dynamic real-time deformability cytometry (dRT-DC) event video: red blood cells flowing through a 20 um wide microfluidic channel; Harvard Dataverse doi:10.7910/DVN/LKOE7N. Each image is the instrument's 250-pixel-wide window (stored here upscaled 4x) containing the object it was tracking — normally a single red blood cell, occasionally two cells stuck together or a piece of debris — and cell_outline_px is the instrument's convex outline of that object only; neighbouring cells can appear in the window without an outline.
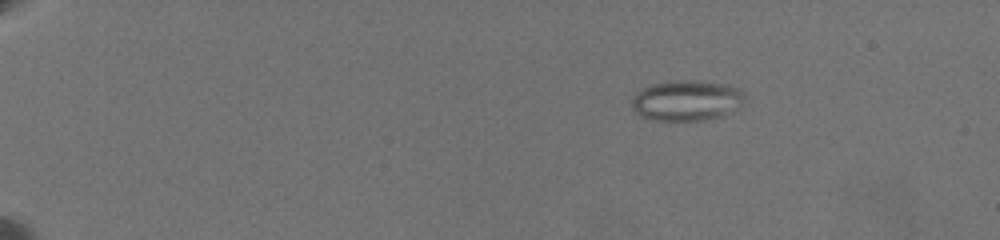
{"species": "common noctule bat (a hibernating species)", "species_latin": "Nyctalus noctula", "temperature_condition": "warm", "stored_images_in_passage": 33, "camera_frame_rate_fps": 3000, "um_per_image_px": 0.085, "animal": {"sex": "female", "body_mass_g": 19.5, "forearm_length_mm": 54.1}, "frame": {"image": 1, "passage_image": 15, "time_ms": 3.0, "image_size_px": [1000, 240], "cell_outline_px": [[744, 104], [740, 108], [724, 116], [708, 120], [652, 120], [640, 116], [632, 108], [632, 96], [636, 92], [652, 84], [668, 80], [696, 80], [724, 84], [736, 88], [744, 92]], "centroid_in_image_um": [58.38, 8.55], "position_along_channel_um": 26.6, "area_um2": 27.11}}